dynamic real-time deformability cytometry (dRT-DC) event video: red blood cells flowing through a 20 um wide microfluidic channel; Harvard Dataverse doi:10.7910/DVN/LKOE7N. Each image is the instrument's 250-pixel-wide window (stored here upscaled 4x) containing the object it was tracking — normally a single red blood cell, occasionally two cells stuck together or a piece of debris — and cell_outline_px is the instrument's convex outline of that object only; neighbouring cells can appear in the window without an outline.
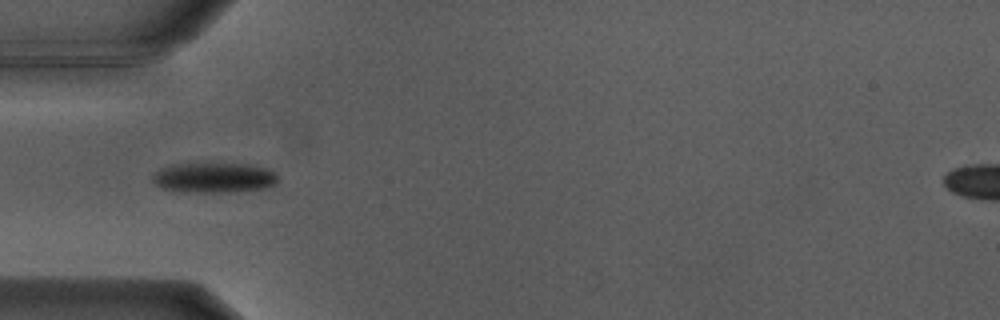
{"species": "Egyptian fruit bat (a non-hibernating species)", "species_latin": "Rousettus aegyptiacus", "temperature_condition": "warm", "stored_images_in_passage": 38, "camera_frame_rate_fps": 3000, "um_per_image_px": 0.085, "animal": {"sex": "male"}, "frame": {"image": 1, "passage_image": 1, "time_ms": 0.0, "image_size_px": [1000, 320], "cell_outline_px": [[276, 184], [264, 188], [236, 192], [180, 192], [164, 188], [156, 184], [152, 180], [152, 176], [160, 168], [172, 164], [248, 164], [264, 168], [272, 172], [276, 176]], "centroid_in_image_um": [18.15, 15.11], "position_along_channel_um": 66.8, "area_um2": 21.79}}
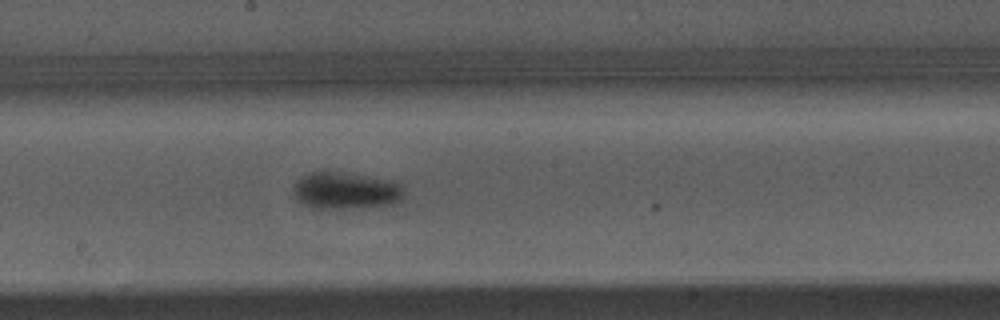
{"frame": {"image": 2, "passage_image": 13, "time_ms": 4.0, "image_size_px": [1000, 320], "cell_outline_px": [[404, 196], [400, 200], [392, 204], [352, 208], [312, 208], [304, 204], [296, 196], [292, 188], [300, 176], [320, 168], [324, 168], [392, 180], [400, 184], [404, 192]], "centroid_in_image_um": [29.35, 16.15], "position_along_channel_um": 218.8, "area_um2": 24.39}}
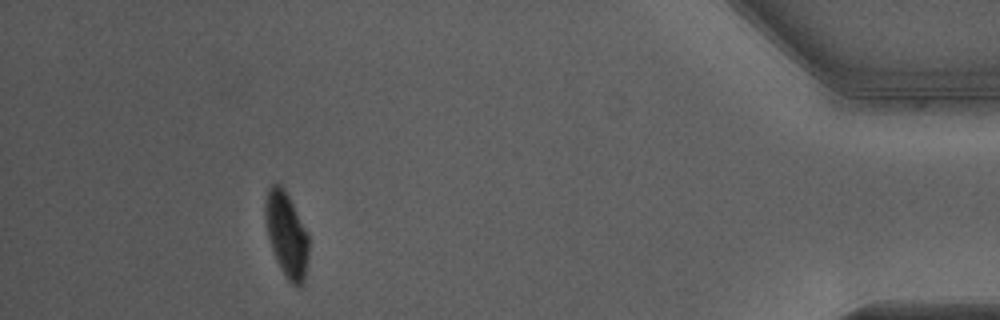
{"frame": {"image": 3, "passage_image": 33, "time_ms": 10.667, "image_size_px": [1000, 320], "cell_outline_px": [[308, 256], [304, 276], [300, 288], [296, 288], [288, 280], [276, 260], [268, 236], [264, 220], [264, 204], [268, 188], [272, 184], [280, 184], [284, 188], [308, 232]], "centroid_in_image_um": [24.34, 19.91], "position_along_channel_um": 410.9, "area_um2": 21.44}, "authors_computed_cell_mechanics": {"area_um2": 23.9003, "velocity_mm_per_s": 3.8179, "shape_relaxation_time_tau1_ms": 2.5662, "shape_relaxation_time_tau2_ms": null, "deformation_change_tau1": 0.161, "deformation_change_tau2": null}}